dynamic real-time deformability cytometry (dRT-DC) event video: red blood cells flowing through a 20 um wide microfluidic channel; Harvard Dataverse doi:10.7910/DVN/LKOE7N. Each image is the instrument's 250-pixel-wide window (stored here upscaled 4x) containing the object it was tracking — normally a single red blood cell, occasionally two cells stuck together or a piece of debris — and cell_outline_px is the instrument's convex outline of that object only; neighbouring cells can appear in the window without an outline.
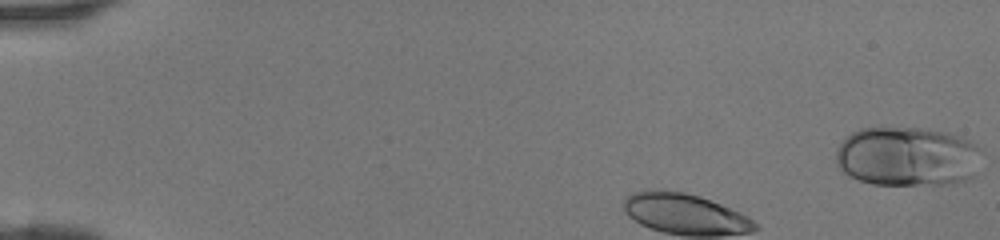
{"species": "human", "species_latin": "Homo sapiens", "temperature_condition": "room temperature", "stored_images_in_passage": 40, "camera_frame_rate_fps": 3000, "um_per_image_px": 0.085, "donor": {"sex": "female"}, "frame": {"image": 1, "passage_image": 1, "time_ms": 0.0, "image_size_px": [1000, 240], "cell_outline_px": [[984, 152], [976, 176], [968, 180], [956, 184], [872, 184], [848, 176], [836, 164], [836, 148], [852, 132], [860, 128], [928, 128], [948, 132], [960, 136], [976, 144]], "centroid_in_image_um": [77.21, 13.31], "position_along_channel_um": 7.8, "area_um2": 51.44}}
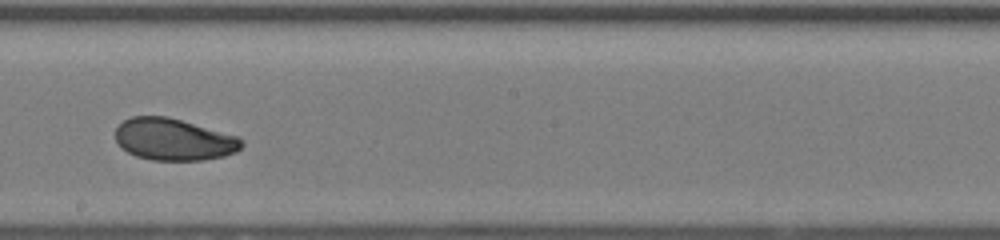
{"frame": {"image": 2, "passage_image": 21, "time_ms": 6.667, "image_size_px": [1000, 240], "cell_outline_px": [[244, 144], [236, 152], [224, 156], [204, 160], [152, 160], [136, 156], [120, 148], [116, 140], [116, 128], [124, 120], [132, 116], [168, 116], [240, 136], [244, 140]], "centroid_in_image_um": [14.8, 11.85], "position_along_channel_um": 233.4, "area_um2": 31.15}}
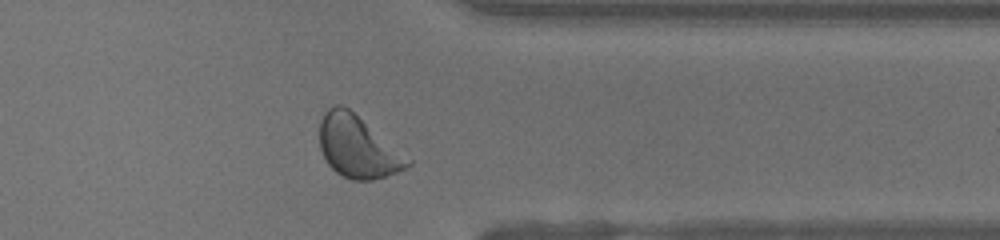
{"frame": {"image": 3, "passage_image": 31, "time_ms": 10.0, "image_size_px": [1000, 240], "cell_outline_px": [[412, 164], [396, 172], [372, 180], [352, 180], [336, 172], [328, 164], [320, 148], [320, 120], [324, 112], [328, 108], [336, 104], [340, 104], [348, 108], [412, 160]], "centroid_in_image_um": [30.38, 12.48], "position_along_channel_um": 381.0, "area_um2": 31.27}}